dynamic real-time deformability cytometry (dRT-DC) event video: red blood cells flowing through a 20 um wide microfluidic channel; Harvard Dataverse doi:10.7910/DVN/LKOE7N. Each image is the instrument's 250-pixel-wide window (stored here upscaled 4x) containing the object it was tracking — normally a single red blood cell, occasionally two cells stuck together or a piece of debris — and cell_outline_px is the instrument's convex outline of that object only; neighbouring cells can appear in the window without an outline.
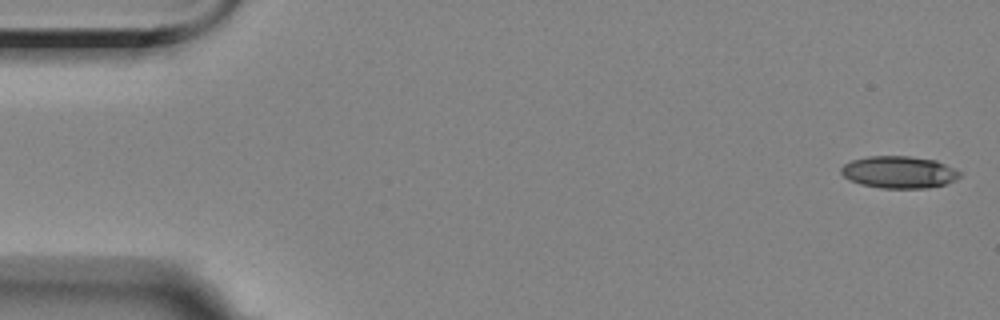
{"species": "Egyptian fruit bat (a non-hibernating species)", "species_latin": "Rousettus aegyptiacus", "temperature_condition": "room temperature", "stored_images_in_passage": 5, "camera_frame_rate_fps": 3000, "um_per_image_px": 0.085, "animal": {"sex": "female"}, "frame": {"image": 1, "passage_image": 1, "time_ms": 0.0, "image_size_px": [1000, 320], "cell_outline_px": [[960, 176], [956, 180], [944, 184], [928, 188], [880, 188], [860, 184], [844, 176], [840, 172], [840, 168], [844, 164], [852, 160], [868, 156], [908, 156], [936, 160], [960, 172]], "centroid_in_image_um": [76.4, 14.63], "position_along_channel_um": 8.6, "area_um2": 22.08}}
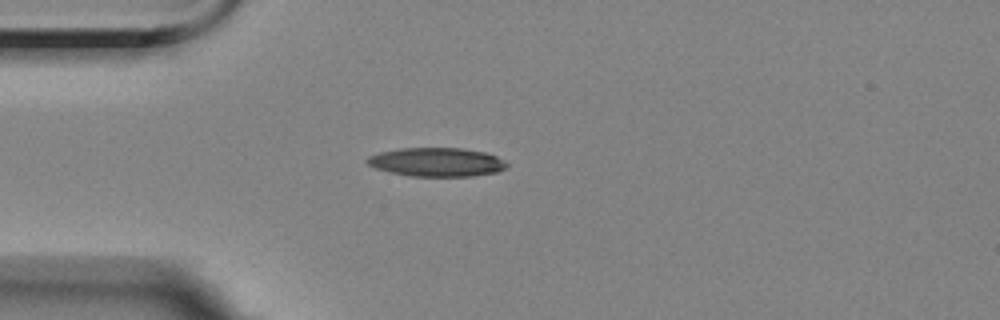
{"frame": {"image": 2, "passage_image": 5, "time_ms": 4.333, "image_size_px": [1000, 320], "cell_outline_px": [[508, 168], [496, 172], [472, 176], [412, 176], [392, 172], [376, 168], [368, 164], [364, 160], [368, 156], [380, 152], [400, 148], [460, 148], [484, 152], [496, 156], [504, 160], [508, 164]], "centroid_in_image_um": [37.13, 13.77], "position_along_channel_um": 47.9, "area_um2": 23.35}}